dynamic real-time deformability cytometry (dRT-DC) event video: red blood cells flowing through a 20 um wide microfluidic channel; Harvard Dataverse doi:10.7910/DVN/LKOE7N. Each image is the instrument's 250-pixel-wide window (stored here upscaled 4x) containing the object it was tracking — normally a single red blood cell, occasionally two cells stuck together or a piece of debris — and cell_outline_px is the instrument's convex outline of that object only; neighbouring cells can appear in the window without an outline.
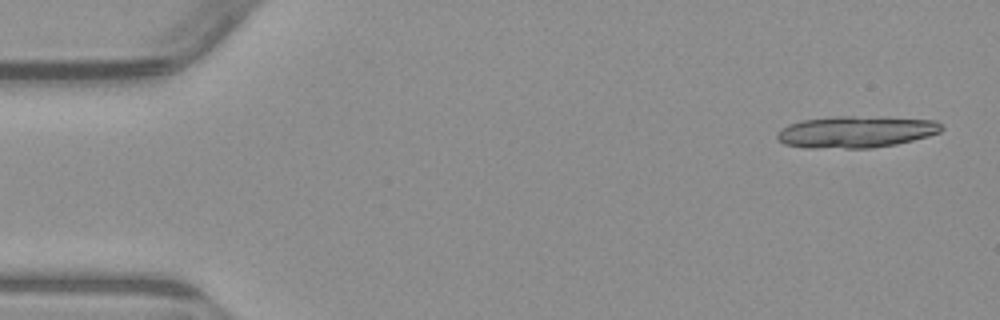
{"species": "common noctule bat (a hibernating species)", "species_latin": "Nyctalus noctula", "temperature_condition": "warm", "stored_images_in_passage": 4, "camera_frame_rate_fps": 3000, "um_per_image_px": 0.085, "animal": {"sex": "male", "body_mass_g": 23.1, "forearm_length_mm": 52.7}, "frame": {"image": 1, "passage_image": 1, "time_ms": 0.0, "image_size_px": [1000, 320], "cell_outline_px": [[944, 128], [940, 132], [928, 136], [896, 144], [872, 148], [804, 148], [784, 144], [776, 136], [776, 132], [780, 128], [788, 124], [804, 120], [836, 116], [852, 116], [936, 120]], "centroid_in_image_um": [72.71, 11.21], "position_along_channel_um": 12.3, "area_um2": 30.35}}